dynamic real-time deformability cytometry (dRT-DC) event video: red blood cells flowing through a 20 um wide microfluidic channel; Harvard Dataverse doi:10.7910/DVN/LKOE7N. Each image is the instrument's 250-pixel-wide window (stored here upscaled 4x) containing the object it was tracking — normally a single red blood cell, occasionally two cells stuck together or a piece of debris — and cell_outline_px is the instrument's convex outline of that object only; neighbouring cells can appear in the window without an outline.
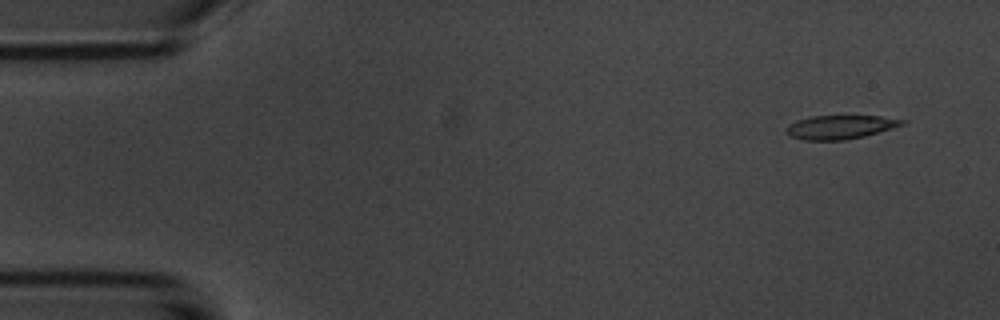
{"species": "common noctule bat (a hibernating species)", "species_latin": "Nyctalus noctula", "temperature_condition": "room temperature", "stored_images_in_passage": 52, "camera_frame_rate_fps": 3000, "um_per_image_px": 0.085, "animal": {"sex": "male", "body_mass_g": 20.1, "forearm_length_mm": 53.5}, "frame": {"image": 1, "passage_image": 1, "time_ms": 0.0, "image_size_px": [1000, 320], "cell_outline_px": [[908, 120], [904, 124], [892, 128], [864, 136], [844, 140], [804, 140], [792, 136], [784, 132], [784, 128], [788, 124], [796, 120], [812, 116], [880, 116]], "centroid_in_image_um": [71.38, 10.79], "position_along_channel_um": 13.6, "area_um2": 16.07}}
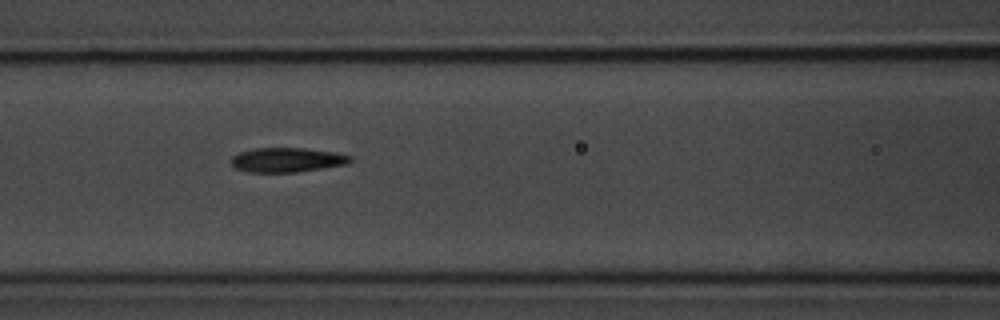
{"frame": {"image": 2, "passage_image": 20, "time_ms": 6.333, "image_size_px": [1000, 320], "cell_outline_px": [[352, 160], [348, 164], [324, 168], [296, 172], [244, 172], [236, 168], [232, 164], [232, 156], [240, 152], [252, 148], [304, 148], [332, 152], [352, 156]], "centroid_in_image_um": [24.39, 13.59], "position_along_channel_um": 142.2, "area_um2": 16.99}}
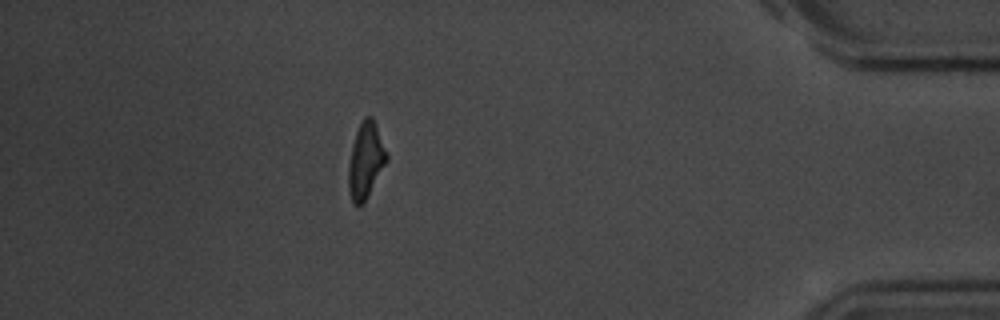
{"frame": {"image": 3, "passage_image": 45, "time_ms": 14.667, "image_size_px": [1000, 320], "cell_outline_px": [[388, 160], [364, 204], [356, 208], [352, 204], [348, 188], [348, 168], [352, 144], [356, 132], [364, 116], [372, 116], [388, 156]], "centroid_in_image_um": [31.07, 13.72], "position_along_channel_um": 404.1, "area_um2": 16.99}, "authors_computed_cell_mechanics": {"area_um2": 17.2244, "velocity_mm_per_s": 3.7006, "shape_relaxation_time_tau1_ms": 2.7525, "shape_relaxation_time_tau2_ms": 2.6159, "deformation_change_tau1": 0.158, "deformation_change_tau2": 0.1178}}